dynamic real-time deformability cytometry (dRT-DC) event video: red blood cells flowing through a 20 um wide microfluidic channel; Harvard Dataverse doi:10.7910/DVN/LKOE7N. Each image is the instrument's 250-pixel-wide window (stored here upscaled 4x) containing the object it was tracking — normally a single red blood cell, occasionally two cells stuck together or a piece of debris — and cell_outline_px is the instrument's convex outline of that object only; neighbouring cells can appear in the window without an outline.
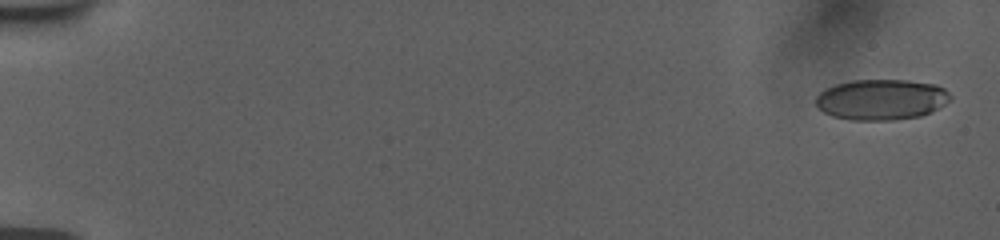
{"species": "human", "species_latin": "Homo sapiens", "temperature_condition": "room temperature", "stored_images_in_passage": 56, "camera_frame_rate_fps": 3000, "um_per_image_px": 0.085, "donor": {"sex": "female"}, "frame": {"image": 1, "passage_image": 2, "time_ms": 0.333, "image_size_px": [1000, 240], "cell_outline_px": [[952, 100], [932, 112], [920, 116], [892, 120], [852, 120], [832, 116], [824, 112], [816, 104], [816, 96], [824, 88], [836, 84], [852, 80], [908, 80], [936, 84], [944, 88], [952, 96]], "centroid_in_image_um": [74.94, 8.46], "position_along_channel_um": 10.1, "area_um2": 32.14}}
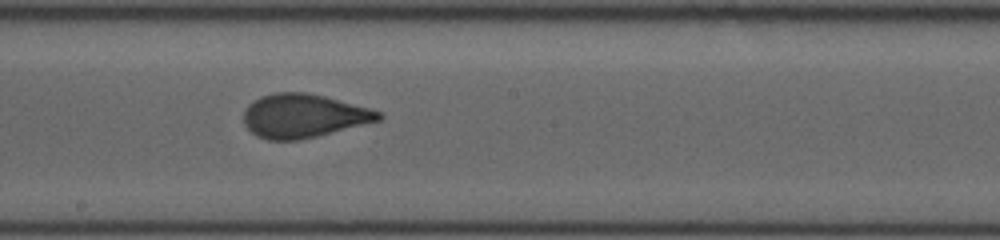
{"frame": {"image": 2, "passage_image": 33, "time_ms": 10.667, "image_size_px": [1000, 240], "cell_outline_px": [[384, 116], [380, 120], [316, 136], [296, 140], [268, 140], [256, 136], [244, 124], [244, 108], [252, 100], [260, 96], [272, 92], [308, 92], [324, 96], [384, 112]], "centroid_in_image_um": [25.77, 9.83], "position_along_channel_um": 222.4, "area_um2": 34.39}}
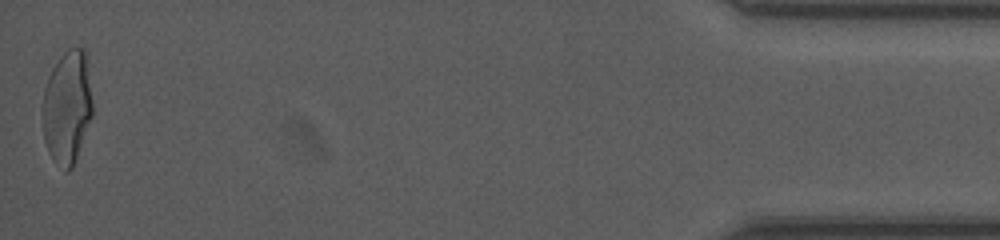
{"frame": {"image": 3, "passage_image": 56, "time_ms": 18.333, "image_size_px": [1000, 240], "cell_outline_px": [[92, 116], [72, 168], [68, 172], [64, 172], [52, 160], [48, 152], [44, 140], [44, 88], [48, 76], [52, 68], [60, 56], [68, 48], [84, 48], [88, 52], [92, 100]], "centroid_in_image_um": [5.74, 9.08], "position_along_channel_um": 429.5, "area_um2": 33.29}, "authors_computed_cell_mechanics": {"area_um2": 33.4373, "velocity_mm_per_s": 3.7646, "shape_relaxation_time_tau1_ms": 6.2425, "shape_relaxation_time_tau2_ms": 0.7528, "deformation_change_tau1": 0.1731, "deformation_change_tau2": 0.0684}}